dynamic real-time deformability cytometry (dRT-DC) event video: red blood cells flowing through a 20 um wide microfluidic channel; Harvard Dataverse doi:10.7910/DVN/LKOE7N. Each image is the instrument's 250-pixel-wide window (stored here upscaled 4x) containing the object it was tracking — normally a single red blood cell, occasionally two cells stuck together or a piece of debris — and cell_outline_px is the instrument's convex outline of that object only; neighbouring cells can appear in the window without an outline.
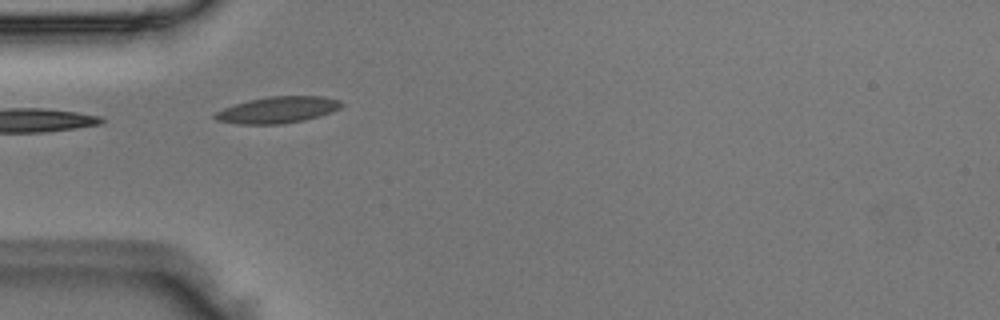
{"species": "Egyptian fruit bat (a non-hibernating species)", "species_latin": "Rousettus aegyptiacus", "temperature_condition": "room temperature", "stored_images_in_passage": 5, "segment_of_instrument_passage": [2, 2], "camera_frame_rate_fps": 3000, "um_per_image_px": 0.085, "animal": {"sex": "male"}, "frame": {"image": 1, "passage_image": 4, "time_ms": 1.0, "image_size_px": [1000, 320], "cell_outline_px": [[344, 104], [340, 108], [304, 120], [280, 124], [240, 124], [216, 120], [212, 116], [216, 112], [224, 108], [248, 100], [268, 96], [324, 96], [340, 100]], "centroid_in_image_um": [23.59, 9.33], "position_along_channel_um": 61.4, "area_um2": 19.31}}
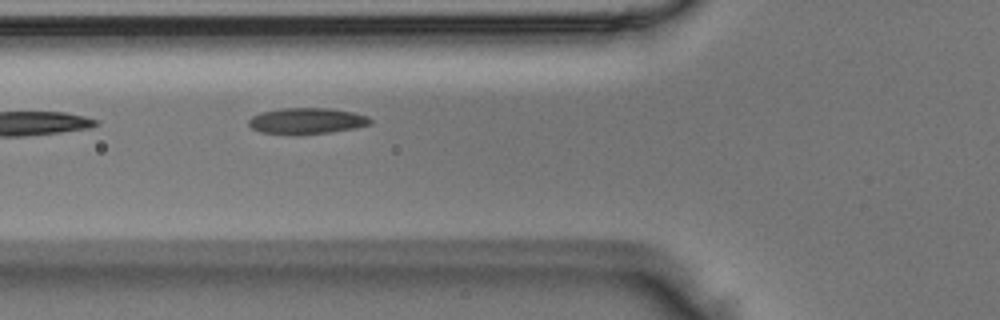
{"frame": {"image": 2, "passage_image": 5, "time_ms": 1.333, "image_size_px": [1000, 320], "cell_outline_px": [[372, 124], [332, 132], [296, 136], [292, 136], [260, 132], [252, 128], [248, 124], [248, 120], [252, 116], [260, 112], [280, 108], [332, 108], [352, 112], [368, 116], [372, 120]], "centroid_in_image_um": [26.04, 10.29], "position_along_channel_um": 99.8, "area_um2": 18.96}}